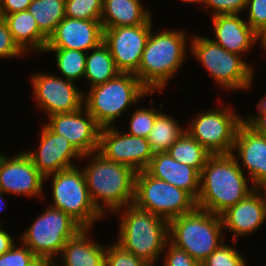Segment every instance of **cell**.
Here are the masks:
<instances>
[{
    "mask_svg": "<svg viewBox=\"0 0 266 266\" xmlns=\"http://www.w3.org/2000/svg\"><path fill=\"white\" fill-rule=\"evenodd\" d=\"M153 93L157 92H150L135 74L120 72L111 80L88 88L83 106L101 128L110 127L125 112L128 116L131 105Z\"/></svg>",
    "mask_w": 266,
    "mask_h": 266,
    "instance_id": "cell-5",
    "label": "cell"
},
{
    "mask_svg": "<svg viewBox=\"0 0 266 266\" xmlns=\"http://www.w3.org/2000/svg\"><path fill=\"white\" fill-rule=\"evenodd\" d=\"M103 42L100 20H81L64 17L48 38L46 48L76 49L89 52Z\"/></svg>",
    "mask_w": 266,
    "mask_h": 266,
    "instance_id": "cell-19",
    "label": "cell"
},
{
    "mask_svg": "<svg viewBox=\"0 0 266 266\" xmlns=\"http://www.w3.org/2000/svg\"><path fill=\"white\" fill-rule=\"evenodd\" d=\"M82 227L62 210L47 206L28 228L19 236L46 266H50L61 253L68 239Z\"/></svg>",
    "mask_w": 266,
    "mask_h": 266,
    "instance_id": "cell-8",
    "label": "cell"
},
{
    "mask_svg": "<svg viewBox=\"0 0 266 266\" xmlns=\"http://www.w3.org/2000/svg\"><path fill=\"white\" fill-rule=\"evenodd\" d=\"M47 118L45 124L65 137L82 155L98 151L101 127L84 106L72 113H56Z\"/></svg>",
    "mask_w": 266,
    "mask_h": 266,
    "instance_id": "cell-17",
    "label": "cell"
},
{
    "mask_svg": "<svg viewBox=\"0 0 266 266\" xmlns=\"http://www.w3.org/2000/svg\"><path fill=\"white\" fill-rule=\"evenodd\" d=\"M226 105L199 112L186 126V131L212 155L231 154L235 135L243 116Z\"/></svg>",
    "mask_w": 266,
    "mask_h": 266,
    "instance_id": "cell-11",
    "label": "cell"
},
{
    "mask_svg": "<svg viewBox=\"0 0 266 266\" xmlns=\"http://www.w3.org/2000/svg\"><path fill=\"white\" fill-rule=\"evenodd\" d=\"M146 171L155 178L185 190L197 200L200 192V173L192 166L174 160L168 152L155 153Z\"/></svg>",
    "mask_w": 266,
    "mask_h": 266,
    "instance_id": "cell-22",
    "label": "cell"
},
{
    "mask_svg": "<svg viewBox=\"0 0 266 266\" xmlns=\"http://www.w3.org/2000/svg\"><path fill=\"white\" fill-rule=\"evenodd\" d=\"M200 266H247V263L241 253L223 242Z\"/></svg>",
    "mask_w": 266,
    "mask_h": 266,
    "instance_id": "cell-33",
    "label": "cell"
},
{
    "mask_svg": "<svg viewBox=\"0 0 266 266\" xmlns=\"http://www.w3.org/2000/svg\"><path fill=\"white\" fill-rule=\"evenodd\" d=\"M44 52L55 53L56 67L62 78L78 83L85 75L87 53L76 49L45 48Z\"/></svg>",
    "mask_w": 266,
    "mask_h": 266,
    "instance_id": "cell-30",
    "label": "cell"
},
{
    "mask_svg": "<svg viewBox=\"0 0 266 266\" xmlns=\"http://www.w3.org/2000/svg\"><path fill=\"white\" fill-rule=\"evenodd\" d=\"M254 189L257 191V192H260L261 190H263V191H261L259 194H260V196H261V199H262V202H263V204H264V206H265V209H266V179H263L261 182H259L255 187H254ZM261 189V190H260ZM262 192L264 193L263 195H261L262 194Z\"/></svg>",
    "mask_w": 266,
    "mask_h": 266,
    "instance_id": "cell-43",
    "label": "cell"
},
{
    "mask_svg": "<svg viewBox=\"0 0 266 266\" xmlns=\"http://www.w3.org/2000/svg\"><path fill=\"white\" fill-rule=\"evenodd\" d=\"M257 112V114H250L248 117L244 116L243 121L256 132L266 135V95L260 99Z\"/></svg>",
    "mask_w": 266,
    "mask_h": 266,
    "instance_id": "cell-40",
    "label": "cell"
},
{
    "mask_svg": "<svg viewBox=\"0 0 266 266\" xmlns=\"http://www.w3.org/2000/svg\"><path fill=\"white\" fill-rule=\"evenodd\" d=\"M256 36H257V43L260 42L261 47L264 48V50H266V25L256 32Z\"/></svg>",
    "mask_w": 266,
    "mask_h": 266,
    "instance_id": "cell-44",
    "label": "cell"
},
{
    "mask_svg": "<svg viewBox=\"0 0 266 266\" xmlns=\"http://www.w3.org/2000/svg\"><path fill=\"white\" fill-rule=\"evenodd\" d=\"M152 31L135 75L150 92L162 93L184 64L187 40L191 38L185 30Z\"/></svg>",
    "mask_w": 266,
    "mask_h": 266,
    "instance_id": "cell-3",
    "label": "cell"
},
{
    "mask_svg": "<svg viewBox=\"0 0 266 266\" xmlns=\"http://www.w3.org/2000/svg\"><path fill=\"white\" fill-rule=\"evenodd\" d=\"M133 203L168 222L197 207L196 200L188 192L151 176L146 170L136 174Z\"/></svg>",
    "mask_w": 266,
    "mask_h": 266,
    "instance_id": "cell-10",
    "label": "cell"
},
{
    "mask_svg": "<svg viewBox=\"0 0 266 266\" xmlns=\"http://www.w3.org/2000/svg\"><path fill=\"white\" fill-rule=\"evenodd\" d=\"M5 195V193L3 192V191H0V213L3 211V208L5 207H7V205L6 204H4L5 203V201H3V200H5V197H4V195Z\"/></svg>",
    "mask_w": 266,
    "mask_h": 266,
    "instance_id": "cell-45",
    "label": "cell"
},
{
    "mask_svg": "<svg viewBox=\"0 0 266 266\" xmlns=\"http://www.w3.org/2000/svg\"><path fill=\"white\" fill-rule=\"evenodd\" d=\"M248 0H203V6L212 9L211 16L217 14H244Z\"/></svg>",
    "mask_w": 266,
    "mask_h": 266,
    "instance_id": "cell-37",
    "label": "cell"
},
{
    "mask_svg": "<svg viewBox=\"0 0 266 266\" xmlns=\"http://www.w3.org/2000/svg\"><path fill=\"white\" fill-rule=\"evenodd\" d=\"M189 45L191 55L207 69L215 84L230 92L252 87L254 68L242 56L225 50L206 36L195 34Z\"/></svg>",
    "mask_w": 266,
    "mask_h": 266,
    "instance_id": "cell-7",
    "label": "cell"
},
{
    "mask_svg": "<svg viewBox=\"0 0 266 266\" xmlns=\"http://www.w3.org/2000/svg\"><path fill=\"white\" fill-rule=\"evenodd\" d=\"M30 83L37 107L46 112V116L56 113H72L83 107L84 93L76 82L52 73H32Z\"/></svg>",
    "mask_w": 266,
    "mask_h": 266,
    "instance_id": "cell-12",
    "label": "cell"
},
{
    "mask_svg": "<svg viewBox=\"0 0 266 266\" xmlns=\"http://www.w3.org/2000/svg\"><path fill=\"white\" fill-rule=\"evenodd\" d=\"M92 157V158H91ZM91 161L83 172L88 193L96 209L106 217L133 203L137 172L131 167L105 158L98 151L83 155Z\"/></svg>",
    "mask_w": 266,
    "mask_h": 266,
    "instance_id": "cell-2",
    "label": "cell"
},
{
    "mask_svg": "<svg viewBox=\"0 0 266 266\" xmlns=\"http://www.w3.org/2000/svg\"><path fill=\"white\" fill-rule=\"evenodd\" d=\"M231 155L248 172L251 185L266 179V135L256 132L244 121L239 125ZM239 160L241 163L239 164Z\"/></svg>",
    "mask_w": 266,
    "mask_h": 266,
    "instance_id": "cell-18",
    "label": "cell"
},
{
    "mask_svg": "<svg viewBox=\"0 0 266 266\" xmlns=\"http://www.w3.org/2000/svg\"><path fill=\"white\" fill-rule=\"evenodd\" d=\"M39 31L48 39L65 17V0H33L28 7Z\"/></svg>",
    "mask_w": 266,
    "mask_h": 266,
    "instance_id": "cell-29",
    "label": "cell"
},
{
    "mask_svg": "<svg viewBox=\"0 0 266 266\" xmlns=\"http://www.w3.org/2000/svg\"><path fill=\"white\" fill-rule=\"evenodd\" d=\"M103 0H65V17L101 20Z\"/></svg>",
    "mask_w": 266,
    "mask_h": 266,
    "instance_id": "cell-32",
    "label": "cell"
},
{
    "mask_svg": "<svg viewBox=\"0 0 266 266\" xmlns=\"http://www.w3.org/2000/svg\"><path fill=\"white\" fill-rule=\"evenodd\" d=\"M25 55L15 43L4 17L0 16V59L25 57Z\"/></svg>",
    "mask_w": 266,
    "mask_h": 266,
    "instance_id": "cell-36",
    "label": "cell"
},
{
    "mask_svg": "<svg viewBox=\"0 0 266 266\" xmlns=\"http://www.w3.org/2000/svg\"><path fill=\"white\" fill-rule=\"evenodd\" d=\"M223 229L233 234L234 245L238 238L256 232L266 221V209L259 192L254 190L236 205L220 214Z\"/></svg>",
    "mask_w": 266,
    "mask_h": 266,
    "instance_id": "cell-20",
    "label": "cell"
},
{
    "mask_svg": "<svg viewBox=\"0 0 266 266\" xmlns=\"http://www.w3.org/2000/svg\"><path fill=\"white\" fill-rule=\"evenodd\" d=\"M105 266H151L116 242L106 245Z\"/></svg>",
    "mask_w": 266,
    "mask_h": 266,
    "instance_id": "cell-35",
    "label": "cell"
},
{
    "mask_svg": "<svg viewBox=\"0 0 266 266\" xmlns=\"http://www.w3.org/2000/svg\"><path fill=\"white\" fill-rule=\"evenodd\" d=\"M246 176L231 154L211 155L200 172L197 208L220 215L236 205L255 190Z\"/></svg>",
    "mask_w": 266,
    "mask_h": 266,
    "instance_id": "cell-1",
    "label": "cell"
},
{
    "mask_svg": "<svg viewBox=\"0 0 266 266\" xmlns=\"http://www.w3.org/2000/svg\"><path fill=\"white\" fill-rule=\"evenodd\" d=\"M119 131L115 126L101 128L98 152L136 172L146 170L154 155L148 139Z\"/></svg>",
    "mask_w": 266,
    "mask_h": 266,
    "instance_id": "cell-14",
    "label": "cell"
},
{
    "mask_svg": "<svg viewBox=\"0 0 266 266\" xmlns=\"http://www.w3.org/2000/svg\"><path fill=\"white\" fill-rule=\"evenodd\" d=\"M220 215L199 208L169 221V241L201 264L223 242Z\"/></svg>",
    "mask_w": 266,
    "mask_h": 266,
    "instance_id": "cell-6",
    "label": "cell"
},
{
    "mask_svg": "<svg viewBox=\"0 0 266 266\" xmlns=\"http://www.w3.org/2000/svg\"><path fill=\"white\" fill-rule=\"evenodd\" d=\"M89 228H82L74 237L68 239L62 248L59 259L62 266H105L106 246L94 242L89 237ZM55 260L50 266H59Z\"/></svg>",
    "mask_w": 266,
    "mask_h": 266,
    "instance_id": "cell-23",
    "label": "cell"
},
{
    "mask_svg": "<svg viewBox=\"0 0 266 266\" xmlns=\"http://www.w3.org/2000/svg\"><path fill=\"white\" fill-rule=\"evenodd\" d=\"M164 249L168 250L164 256L163 266H200L186 251L173 245L169 240Z\"/></svg>",
    "mask_w": 266,
    "mask_h": 266,
    "instance_id": "cell-39",
    "label": "cell"
},
{
    "mask_svg": "<svg viewBox=\"0 0 266 266\" xmlns=\"http://www.w3.org/2000/svg\"><path fill=\"white\" fill-rule=\"evenodd\" d=\"M186 131L180 124L161 111L156 117L153 128L148 136V142L152 152H167L171 145Z\"/></svg>",
    "mask_w": 266,
    "mask_h": 266,
    "instance_id": "cell-28",
    "label": "cell"
},
{
    "mask_svg": "<svg viewBox=\"0 0 266 266\" xmlns=\"http://www.w3.org/2000/svg\"><path fill=\"white\" fill-rule=\"evenodd\" d=\"M14 239L6 231L3 225L0 226V255L10 250L15 244Z\"/></svg>",
    "mask_w": 266,
    "mask_h": 266,
    "instance_id": "cell-42",
    "label": "cell"
},
{
    "mask_svg": "<svg viewBox=\"0 0 266 266\" xmlns=\"http://www.w3.org/2000/svg\"><path fill=\"white\" fill-rule=\"evenodd\" d=\"M4 19L15 43L25 54L28 55L30 50L44 52L48 39L39 31L38 24L29 10L5 15Z\"/></svg>",
    "mask_w": 266,
    "mask_h": 266,
    "instance_id": "cell-25",
    "label": "cell"
},
{
    "mask_svg": "<svg viewBox=\"0 0 266 266\" xmlns=\"http://www.w3.org/2000/svg\"><path fill=\"white\" fill-rule=\"evenodd\" d=\"M246 9L249 12L245 20L255 32L266 25V0H248Z\"/></svg>",
    "mask_w": 266,
    "mask_h": 266,
    "instance_id": "cell-38",
    "label": "cell"
},
{
    "mask_svg": "<svg viewBox=\"0 0 266 266\" xmlns=\"http://www.w3.org/2000/svg\"><path fill=\"white\" fill-rule=\"evenodd\" d=\"M150 104V108H136L133 111L129 120V132L127 131L126 133L137 137L148 138L156 117L161 113L159 109L156 110L153 107L151 102Z\"/></svg>",
    "mask_w": 266,
    "mask_h": 266,
    "instance_id": "cell-31",
    "label": "cell"
},
{
    "mask_svg": "<svg viewBox=\"0 0 266 266\" xmlns=\"http://www.w3.org/2000/svg\"><path fill=\"white\" fill-rule=\"evenodd\" d=\"M240 14H217L211 17L215 39L225 50L244 56L257 44L256 32ZM255 44V45H254Z\"/></svg>",
    "mask_w": 266,
    "mask_h": 266,
    "instance_id": "cell-21",
    "label": "cell"
},
{
    "mask_svg": "<svg viewBox=\"0 0 266 266\" xmlns=\"http://www.w3.org/2000/svg\"><path fill=\"white\" fill-rule=\"evenodd\" d=\"M167 152L174 160L192 166L199 173L212 155L187 131L171 145Z\"/></svg>",
    "mask_w": 266,
    "mask_h": 266,
    "instance_id": "cell-27",
    "label": "cell"
},
{
    "mask_svg": "<svg viewBox=\"0 0 266 266\" xmlns=\"http://www.w3.org/2000/svg\"><path fill=\"white\" fill-rule=\"evenodd\" d=\"M101 24L103 29L152 23V13L141 0H103Z\"/></svg>",
    "mask_w": 266,
    "mask_h": 266,
    "instance_id": "cell-24",
    "label": "cell"
},
{
    "mask_svg": "<svg viewBox=\"0 0 266 266\" xmlns=\"http://www.w3.org/2000/svg\"><path fill=\"white\" fill-rule=\"evenodd\" d=\"M116 213L120 214L121 219L118 239L115 242L136 257L155 266L169 240V222L137 207L134 203L116 210L114 214Z\"/></svg>",
    "mask_w": 266,
    "mask_h": 266,
    "instance_id": "cell-4",
    "label": "cell"
},
{
    "mask_svg": "<svg viewBox=\"0 0 266 266\" xmlns=\"http://www.w3.org/2000/svg\"><path fill=\"white\" fill-rule=\"evenodd\" d=\"M180 1H184L186 3H196V4H202L203 0H180Z\"/></svg>",
    "mask_w": 266,
    "mask_h": 266,
    "instance_id": "cell-46",
    "label": "cell"
},
{
    "mask_svg": "<svg viewBox=\"0 0 266 266\" xmlns=\"http://www.w3.org/2000/svg\"><path fill=\"white\" fill-rule=\"evenodd\" d=\"M33 0H0V15L14 14L20 11L28 10Z\"/></svg>",
    "mask_w": 266,
    "mask_h": 266,
    "instance_id": "cell-41",
    "label": "cell"
},
{
    "mask_svg": "<svg viewBox=\"0 0 266 266\" xmlns=\"http://www.w3.org/2000/svg\"><path fill=\"white\" fill-rule=\"evenodd\" d=\"M25 153L44 177L77 166L74 161L83 157L73 144L54 133L46 124L41 128L39 146Z\"/></svg>",
    "mask_w": 266,
    "mask_h": 266,
    "instance_id": "cell-16",
    "label": "cell"
},
{
    "mask_svg": "<svg viewBox=\"0 0 266 266\" xmlns=\"http://www.w3.org/2000/svg\"><path fill=\"white\" fill-rule=\"evenodd\" d=\"M48 178L52 181L50 207L62 210L82 228L91 229L104 217L90 199L83 169L74 166L45 177V181Z\"/></svg>",
    "mask_w": 266,
    "mask_h": 266,
    "instance_id": "cell-9",
    "label": "cell"
},
{
    "mask_svg": "<svg viewBox=\"0 0 266 266\" xmlns=\"http://www.w3.org/2000/svg\"><path fill=\"white\" fill-rule=\"evenodd\" d=\"M152 23L103 29V43L108 47L116 67L122 73L138 71Z\"/></svg>",
    "mask_w": 266,
    "mask_h": 266,
    "instance_id": "cell-13",
    "label": "cell"
},
{
    "mask_svg": "<svg viewBox=\"0 0 266 266\" xmlns=\"http://www.w3.org/2000/svg\"><path fill=\"white\" fill-rule=\"evenodd\" d=\"M45 177L25 152L7 156L0 151V191L26 197H43Z\"/></svg>",
    "mask_w": 266,
    "mask_h": 266,
    "instance_id": "cell-15",
    "label": "cell"
},
{
    "mask_svg": "<svg viewBox=\"0 0 266 266\" xmlns=\"http://www.w3.org/2000/svg\"><path fill=\"white\" fill-rule=\"evenodd\" d=\"M0 266H46L26 245H15L0 255Z\"/></svg>",
    "mask_w": 266,
    "mask_h": 266,
    "instance_id": "cell-34",
    "label": "cell"
},
{
    "mask_svg": "<svg viewBox=\"0 0 266 266\" xmlns=\"http://www.w3.org/2000/svg\"><path fill=\"white\" fill-rule=\"evenodd\" d=\"M120 73L108 47L102 42L86 56L84 79L89 87L105 83Z\"/></svg>",
    "mask_w": 266,
    "mask_h": 266,
    "instance_id": "cell-26",
    "label": "cell"
}]
</instances>
